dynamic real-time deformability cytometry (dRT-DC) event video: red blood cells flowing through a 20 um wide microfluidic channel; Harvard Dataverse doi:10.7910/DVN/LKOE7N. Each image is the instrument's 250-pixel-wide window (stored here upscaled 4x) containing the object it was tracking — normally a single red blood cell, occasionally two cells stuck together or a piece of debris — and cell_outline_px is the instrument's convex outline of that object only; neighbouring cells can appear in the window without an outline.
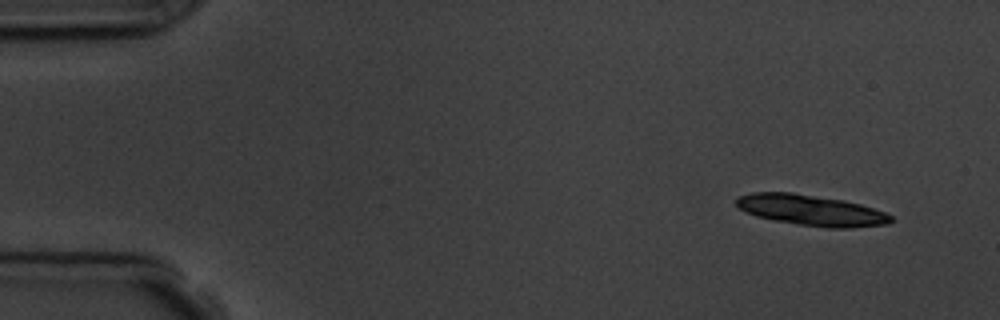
{"species": "common noctule bat (a hibernating species)", "species_latin": "Nyctalus noctula", "temperature_condition": "room temperature", "stored_images_in_passage": 4, "camera_frame_rate_fps": 3000, "um_per_image_px": 0.085, "animal": {"sex": "male", "body_mass_g": 19.5, "forearm_length_mm": 54.6}, "frame": {"image": 1, "passage_image": 1, "time_ms": 0.0, "image_size_px": [1000, 320], "cell_outline_px": [[892, 220], [888, 224], [852, 228], [828, 228], [772, 220], [756, 216], [744, 212], [736, 204], [736, 196], [752, 192], [792, 192], [844, 200], [860, 204], [884, 212], [892, 216]], "centroid_in_image_um": [68.91, 17.86], "position_along_channel_um": 16.1, "area_um2": 27.8}}